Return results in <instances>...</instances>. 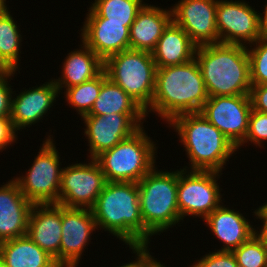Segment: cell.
<instances>
[{"label":"cell","mask_w":267,"mask_h":267,"mask_svg":"<svg viewBox=\"0 0 267 267\" xmlns=\"http://www.w3.org/2000/svg\"><path fill=\"white\" fill-rule=\"evenodd\" d=\"M207 99L204 79L194 58L157 68L153 99L145 113L148 116L154 112L168 124L178 115L200 112Z\"/></svg>","instance_id":"obj_1"},{"label":"cell","mask_w":267,"mask_h":267,"mask_svg":"<svg viewBox=\"0 0 267 267\" xmlns=\"http://www.w3.org/2000/svg\"><path fill=\"white\" fill-rule=\"evenodd\" d=\"M91 210L97 228L108 231L127 247L145 246L137 183L106 182Z\"/></svg>","instance_id":"obj_2"},{"label":"cell","mask_w":267,"mask_h":267,"mask_svg":"<svg viewBox=\"0 0 267 267\" xmlns=\"http://www.w3.org/2000/svg\"><path fill=\"white\" fill-rule=\"evenodd\" d=\"M198 62L208 97L249 95L250 60L247 46L214 43L197 46Z\"/></svg>","instance_id":"obj_3"},{"label":"cell","mask_w":267,"mask_h":267,"mask_svg":"<svg viewBox=\"0 0 267 267\" xmlns=\"http://www.w3.org/2000/svg\"><path fill=\"white\" fill-rule=\"evenodd\" d=\"M178 133L189 165L183 169L221 172L237 151V147L200 112L185 113L169 123Z\"/></svg>","instance_id":"obj_4"},{"label":"cell","mask_w":267,"mask_h":267,"mask_svg":"<svg viewBox=\"0 0 267 267\" xmlns=\"http://www.w3.org/2000/svg\"><path fill=\"white\" fill-rule=\"evenodd\" d=\"M156 167L137 183L145 246L150 245L151 236L160 235L182 221L177 203L178 169L168 172Z\"/></svg>","instance_id":"obj_5"},{"label":"cell","mask_w":267,"mask_h":267,"mask_svg":"<svg viewBox=\"0 0 267 267\" xmlns=\"http://www.w3.org/2000/svg\"><path fill=\"white\" fill-rule=\"evenodd\" d=\"M142 126L130 137L102 152L95 160L106 182L138 183L156 165L157 146Z\"/></svg>","instance_id":"obj_6"},{"label":"cell","mask_w":267,"mask_h":267,"mask_svg":"<svg viewBox=\"0 0 267 267\" xmlns=\"http://www.w3.org/2000/svg\"><path fill=\"white\" fill-rule=\"evenodd\" d=\"M103 70L107 77L121 87L145 111L150 107L157 66L151 52L125 50L108 57Z\"/></svg>","instance_id":"obj_7"},{"label":"cell","mask_w":267,"mask_h":267,"mask_svg":"<svg viewBox=\"0 0 267 267\" xmlns=\"http://www.w3.org/2000/svg\"><path fill=\"white\" fill-rule=\"evenodd\" d=\"M53 135H47L25 175L13 177L22 194L34 204H58L63 167Z\"/></svg>","instance_id":"obj_8"},{"label":"cell","mask_w":267,"mask_h":267,"mask_svg":"<svg viewBox=\"0 0 267 267\" xmlns=\"http://www.w3.org/2000/svg\"><path fill=\"white\" fill-rule=\"evenodd\" d=\"M223 173L178 169L177 203L180 218L187 216L205 219L223 202L219 183Z\"/></svg>","instance_id":"obj_9"},{"label":"cell","mask_w":267,"mask_h":267,"mask_svg":"<svg viewBox=\"0 0 267 267\" xmlns=\"http://www.w3.org/2000/svg\"><path fill=\"white\" fill-rule=\"evenodd\" d=\"M146 113H111L104 116L85 115V138L88 139V157L95 159L138 131L146 122Z\"/></svg>","instance_id":"obj_10"},{"label":"cell","mask_w":267,"mask_h":267,"mask_svg":"<svg viewBox=\"0 0 267 267\" xmlns=\"http://www.w3.org/2000/svg\"><path fill=\"white\" fill-rule=\"evenodd\" d=\"M90 161L63 167L59 205L89 209L95 205L106 179L98 162L95 159Z\"/></svg>","instance_id":"obj_11"},{"label":"cell","mask_w":267,"mask_h":267,"mask_svg":"<svg viewBox=\"0 0 267 267\" xmlns=\"http://www.w3.org/2000/svg\"><path fill=\"white\" fill-rule=\"evenodd\" d=\"M243 0H217L219 43L248 46L261 38V13Z\"/></svg>","instance_id":"obj_12"},{"label":"cell","mask_w":267,"mask_h":267,"mask_svg":"<svg viewBox=\"0 0 267 267\" xmlns=\"http://www.w3.org/2000/svg\"><path fill=\"white\" fill-rule=\"evenodd\" d=\"M251 110L249 95L213 96L200 113L238 147L247 135Z\"/></svg>","instance_id":"obj_13"},{"label":"cell","mask_w":267,"mask_h":267,"mask_svg":"<svg viewBox=\"0 0 267 267\" xmlns=\"http://www.w3.org/2000/svg\"><path fill=\"white\" fill-rule=\"evenodd\" d=\"M96 229L91 209L62 206L60 267H78Z\"/></svg>","instance_id":"obj_14"},{"label":"cell","mask_w":267,"mask_h":267,"mask_svg":"<svg viewBox=\"0 0 267 267\" xmlns=\"http://www.w3.org/2000/svg\"><path fill=\"white\" fill-rule=\"evenodd\" d=\"M216 8L217 0H179L171 7L172 20L197 46L219 43Z\"/></svg>","instance_id":"obj_15"},{"label":"cell","mask_w":267,"mask_h":267,"mask_svg":"<svg viewBox=\"0 0 267 267\" xmlns=\"http://www.w3.org/2000/svg\"><path fill=\"white\" fill-rule=\"evenodd\" d=\"M19 94L13 92L11 100L10 118L14 128L18 131L30 127L48 116V110L56 103L60 93L54 80L51 78L42 85L23 88ZM17 95L15 97V95Z\"/></svg>","instance_id":"obj_16"},{"label":"cell","mask_w":267,"mask_h":267,"mask_svg":"<svg viewBox=\"0 0 267 267\" xmlns=\"http://www.w3.org/2000/svg\"><path fill=\"white\" fill-rule=\"evenodd\" d=\"M27 236L60 266L62 206L57 203L34 204L28 218Z\"/></svg>","instance_id":"obj_17"},{"label":"cell","mask_w":267,"mask_h":267,"mask_svg":"<svg viewBox=\"0 0 267 267\" xmlns=\"http://www.w3.org/2000/svg\"><path fill=\"white\" fill-rule=\"evenodd\" d=\"M32 206L13 178L0 186V243L27 235Z\"/></svg>","instance_id":"obj_18"},{"label":"cell","mask_w":267,"mask_h":267,"mask_svg":"<svg viewBox=\"0 0 267 267\" xmlns=\"http://www.w3.org/2000/svg\"><path fill=\"white\" fill-rule=\"evenodd\" d=\"M212 235L223 243L216 251L232 252L255 234V226L250 224L243 213L230 209L222 203L204 220ZM254 226V227H253Z\"/></svg>","instance_id":"obj_19"},{"label":"cell","mask_w":267,"mask_h":267,"mask_svg":"<svg viewBox=\"0 0 267 267\" xmlns=\"http://www.w3.org/2000/svg\"><path fill=\"white\" fill-rule=\"evenodd\" d=\"M80 39L104 62L108 57L130 49V27L116 22H84Z\"/></svg>","instance_id":"obj_20"},{"label":"cell","mask_w":267,"mask_h":267,"mask_svg":"<svg viewBox=\"0 0 267 267\" xmlns=\"http://www.w3.org/2000/svg\"><path fill=\"white\" fill-rule=\"evenodd\" d=\"M171 21V8L145 4L130 27V49L152 52Z\"/></svg>","instance_id":"obj_21"},{"label":"cell","mask_w":267,"mask_h":267,"mask_svg":"<svg viewBox=\"0 0 267 267\" xmlns=\"http://www.w3.org/2000/svg\"><path fill=\"white\" fill-rule=\"evenodd\" d=\"M197 45L173 20L163 31L151 52L157 68L180 65L195 58Z\"/></svg>","instance_id":"obj_22"},{"label":"cell","mask_w":267,"mask_h":267,"mask_svg":"<svg viewBox=\"0 0 267 267\" xmlns=\"http://www.w3.org/2000/svg\"><path fill=\"white\" fill-rule=\"evenodd\" d=\"M80 49H74L64 58L61 77L53 79L59 93L64 88H70L94 79L104 68V62L83 42Z\"/></svg>","instance_id":"obj_23"},{"label":"cell","mask_w":267,"mask_h":267,"mask_svg":"<svg viewBox=\"0 0 267 267\" xmlns=\"http://www.w3.org/2000/svg\"><path fill=\"white\" fill-rule=\"evenodd\" d=\"M0 261L6 267H60L27 235L1 242Z\"/></svg>","instance_id":"obj_24"},{"label":"cell","mask_w":267,"mask_h":267,"mask_svg":"<svg viewBox=\"0 0 267 267\" xmlns=\"http://www.w3.org/2000/svg\"><path fill=\"white\" fill-rule=\"evenodd\" d=\"M91 4L84 22H116L131 27L146 3L143 0H94Z\"/></svg>","instance_id":"obj_25"},{"label":"cell","mask_w":267,"mask_h":267,"mask_svg":"<svg viewBox=\"0 0 267 267\" xmlns=\"http://www.w3.org/2000/svg\"><path fill=\"white\" fill-rule=\"evenodd\" d=\"M111 113H145V110L121 87L107 78L87 115L104 116Z\"/></svg>","instance_id":"obj_26"},{"label":"cell","mask_w":267,"mask_h":267,"mask_svg":"<svg viewBox=\"0 0 267 267\" xmlns=\"http://www.w3.org/2000/svg\"><path fill=\"white\" fill-rule=\"evenodd\" d=\"M8 9L0 16V56L15 70L20 69L22 34Z\"/></svg>","instance_id":"obj_27"},{"label":"cell","mask_w":267,"mask_h":267,"mask_svg":"<svg viewBox=\"0 0 267 267\" xmlns=\"http://www.w3.org/2000/svg\"><path fill=\"white\" fill-rule=\"evenodd\" d=\"M107 78V74L103 70L92 80L64 89L66 102L71 108L74 107L73 109L77 111L76 113H78L81 118L91 111L95 100L99 96L101 86Z\"/></svg>","instance_id":"obj_28"},{"label":"cell","mask_w":267,"mask_h":267,"mask_svg":"<svg viewBox=\"0 0 267 267\" xmlns=\"http://www.w3.org/2000/svg\"><path fill=\"white\" fill-rule=\"evenodd\" d=\"M232 253L238 267H267V244L255 234Z\"/></svg>","instance_id":"obj_29"},{"label":"cell","mask_w":267,"mask_h":267,"mask_svg":"<svg viewBox=\"0 0 267 267\" xmlns=\"http://www.w3.org/2000/svg\"><path fill=\"white\" fill-rule=\"evenodd\" d=\"M247 52L250 60L251 85L267 84V40L258 39L249 45V48L247 46Z\"/></svg>","instance_id":"obj_30"},{"label":"cell","mask_w":267,"mask_h":267,"mask_svg":"<svg viewBox=\"0 0 267 267\" xmlns=\"http://www.w3.org/2000/svg\"><path fill=\"white\" fill-rule=\"evenodd\" d=\"M264 141L267 142V113L252 109L249 116L247 135L237 149L239 150V148L245 146L244 144L246 143L249 145L253 143L256 147L259 146V148H262L264 147Z\"/></svg>","instance_id":"obj_31"},{"label":"cell","mask_w":267,"mask_h":267,"mask_svg":"<svg viewBox=\"0 0 267 267\" xmlns=\"http://www.w3.org/2000/svg\"><path fill=\"white\" fill-rule=\"evenodd\" d=\"M189 267H238L236 258L232 252H209Z\"/></svg>","instance_id":"obj_32"},{"label":"cell","mask_w":267,"mask_h":267,"mask_svg":"<svg viewBox=\"0 0 267 267\" xmlns=\"http://www.w3.org/2000/svg\"><path fill=\"white\" fill-rule=\"evenodd\" d=\"M149 245L146 246H135V247H129L133 251V253L136 255L135 260L129 263L122 264V266H116V267H156L160 261L157 260V258H154L150 251Z\"/></svg>","instance_id":"obj_33"},{"label":"cell","mask_w":267,"mask_h":267,"mask_svg":"<svg viewBox=\"0 0 267 267\" xmlns=\"http://www.w3.org/2000/svg\"><path fill=\"white\" fill-rule=\"evenodd\" d=\"M18 133L10 117H0V152L7 149L6 147H12L17 141Z\"/></svg>","instance_id":"obj_34"},{"label":"cell","mask_w":267,"mask_h":267,"mask_svg":"<svg viewBox=\"0 0 267 267\" xmlns=\"http://www.w3.org/2000/svg\"><path fill=\"white\" fill-rule=\"evenodd\" d=\"M12 77L9 76L0 80V117H10L12 95L13 92H16L9 84L13 79Z\"/></svg>","instance_id":"obj_35"},{"label":"cell","mask_w":267,"mask_h":267,"mask_svg":"<svg viewBox=\"0 0 267 267\" xmlns=\"http://www.w3.org/2000/svg\"><path fill=\"white\" fill-rule=\"evenodd\" d=\"M249 96L253 110L267 113V84L252 85Z\"/></svg>","instance_id":"obj_36"},{"label":"cell","mask_w":267,"mask_h":267,"mask_svg":"<svg viewBox=\"0 0 267 267\" xmlns=\"http://www.w3.org/2000/svg\"><path fill=\"white\" fill-rule=\"evenodd\" d=\"M252 213H254L252 215H255L257 220L260 219L262 222V228L259 229L260 227H257L259 231L255 228V235L267 244V211L262 206H259Z\"/></svg>","instance_id":"obj_37"},{"label":"cell","mask_w":267,"mask_h":267,"mask_svg":"<svg viewBox=\"0 0 267 267\" xmlns=\"http://www.w3.org/2000/svg\"><path fill=\"white\" fill-rule=\"evenodd\" d=\"M17 72L0 56V80L14 76Z\"/></svg>","instance_id":"obj_38"},{"label":"cell","mask_w":267,"mask_h":267,"mask_svg":"<svg viewBox=\"0 0 267 267\" xmlns=\"http://www.w3.org/2000/svg\"><path fill=\"white\" fill-rule=\"evenodd\" d=\"M264 7V11L261 13V38L267 40V3Z\"/></svg>","instance_id":"obj_39"},{"label":"cell","mask_w":267,"mask_h":267,"mask_svg":"<svg viewBox=\"0 0 267 267\" xmlns=\"http://www.w3.org/2000/svg\"><path fill=\"white\" fill-rule=\"evenodd\" d=\"M7 6L6 0H0V12H6L9 9Z\"/></svg>","instance_id":"obj_40"},{"label":"cell","mask_w":267,"mask_h":267,"mask_svg":"<svg viewBox=\"0 0 267 267\" xmlns=\"http://www.w3.org/2000/svg\"><path fill=\"white\" fill-rule=\"evenodd\" d=\"M156 267H166L164 263H159Z\"/></svg>","instance_id":"obj_41"},{"label":"cell","mask_w":267,"mask_h":267,"mask_svg":"<svg viewBox=\"0 0 267 267\" xmlns=\"http://www.w3.org/2000/svg\"><path fill=\"white\" fill-rule=\"evenodd\" d=\"M266 211H267V202H265L263 205H261Z\"/></svg>","instance_id":"obj_42"},{"label":"cell","mask_w":267,"mask_h":267,"mask_svg":"<svg viewBox=\"0 0 267 267\" xmlns=\"http://www.w3.org/2000/svg\"><path fill=\"white\" fill-rule=\"evenodd\" d=\"M0 267H6V266L0 261Z\"/></svg>","instance_id":"obj_43"}]
</instances>
